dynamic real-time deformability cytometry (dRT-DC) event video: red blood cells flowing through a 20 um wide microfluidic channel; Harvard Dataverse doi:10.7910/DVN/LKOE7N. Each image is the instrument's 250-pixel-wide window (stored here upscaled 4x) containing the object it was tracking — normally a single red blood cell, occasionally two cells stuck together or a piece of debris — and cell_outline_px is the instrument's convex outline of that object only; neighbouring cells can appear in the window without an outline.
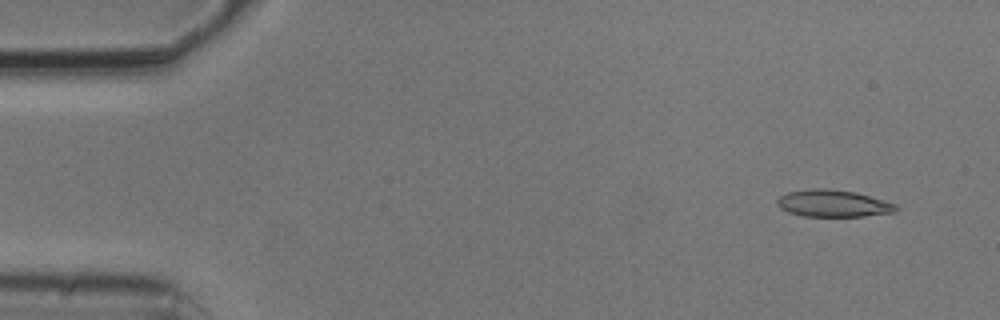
{"species": "common noctule bat (a hibernating species)", "species_latin": "Nyctalus noctula", "temperature_condition": "cold", "stored_images_in_passage": 4, "camera_frame_rate_fps": 3000, "um_per_image_px": 0.085, "animal": {"sex": "male", "body_mass_g": 20.5, "forearm_length_mm": 52.5}, "frame": {"image": 1, "passage_image": 1, "time_ms": 0.0, "image_size_px": [1000, 320], "cell_outline_px": [[900, 208], [896, 212], [864, 216], [804, 216], [788, 212], [780, 208], [776, 204], [776, 200], [780, 196], [788, 192], [812, 188], [828, 188], [856, 192], [884, 200], [896, 204]], "centroid_in_image_um": [70.83, 17.29], "position_along_channel_um": 14.2, "area_um2": 18.84}}
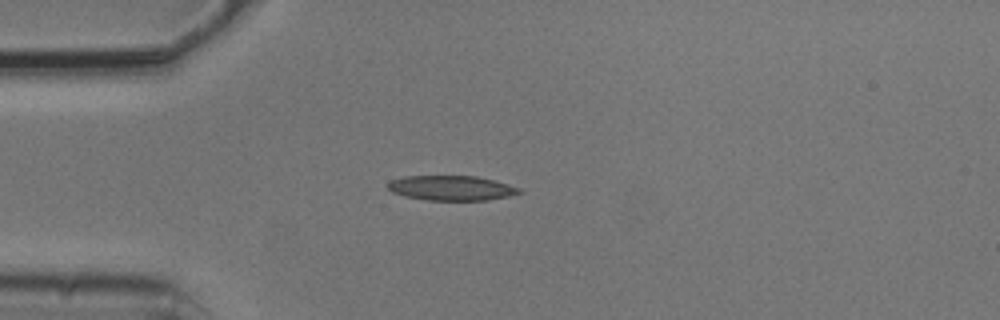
{"frame": {"image": 2, "passage_image": 3, "time_ms": 0.667, "image_size_px": [1000, 320], "cell_outline_px": [[524, 192], [508, 196], [488, 200], [428, 200], [404, 196], [392, 192], [388, 188], [388, 184], [392, 180], [404, 176], [476, 176], [508, 184], [520, 188]], "centroid_in_image_um": [38.38, 15.98], "position_along_channel_um": 46.6, "area_um2": 18.9}}